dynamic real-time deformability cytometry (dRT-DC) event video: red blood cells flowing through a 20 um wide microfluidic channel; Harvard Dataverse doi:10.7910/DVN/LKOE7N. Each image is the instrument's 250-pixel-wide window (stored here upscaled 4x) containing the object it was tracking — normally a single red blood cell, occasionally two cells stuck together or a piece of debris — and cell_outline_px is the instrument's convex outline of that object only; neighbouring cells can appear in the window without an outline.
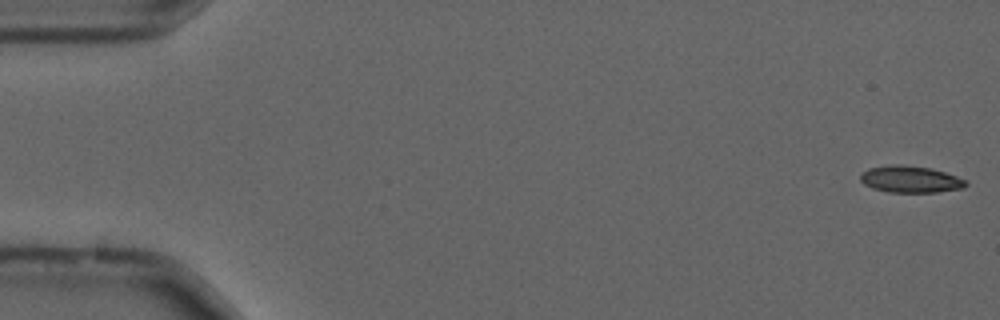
{"species": "common noctule bat (a hibernating species)", "species_latin": "Nyctalus noctula", "temperature_condition": "cold", "stored_images_in_passage": 55, "camera_frame_rate_fps": 3000, "um_per_image_px": 0.085, "animal": {"sex": "male", "forearm_length_mm": 52.5}, "frame": {"image": 1, "passage_image": 1, "time_ms": 0.0, "image_size_px": [1000, 320], "cell_outline_px": [[968, 184], [964, 188], [936, 192], [888, 192], [872, 188], [864, 184], [860, 180], [860, 172], [868, 168], [888, 164], [904, 164], [932, 168], [956, 176], [964, 180]], "centroid_in_image_um": [77.34, 15.22], "position_along_channel_um": 7.7, "area_um2": 16.65}}
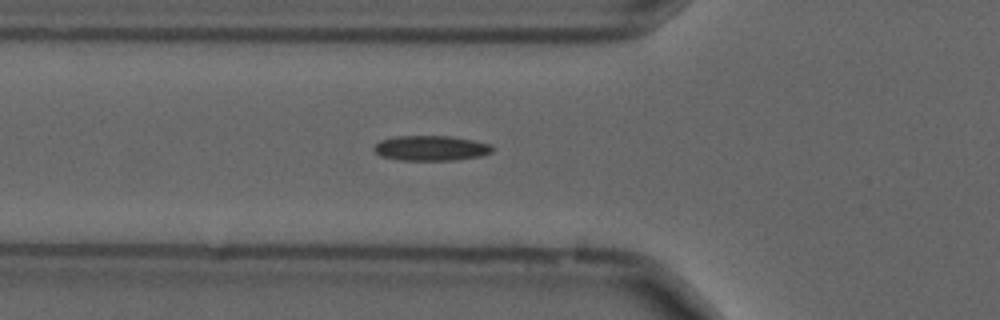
{"frame": {"image": 2, "passage_image": 19, "time_ms": 6.0, "image_size_px": [1000, 320], "cell_outline_px": [[496, 148], [492, 152], [480, 156], [452, 160], [400, 160], [380, 156], [372, 148], [380, 140], [392, 136], [452, 136], [492, 144]], "centroid_in_image_um": [36.64, 12.58], "position_along_channel_um": 89.2, "area_um2": 17.46}}
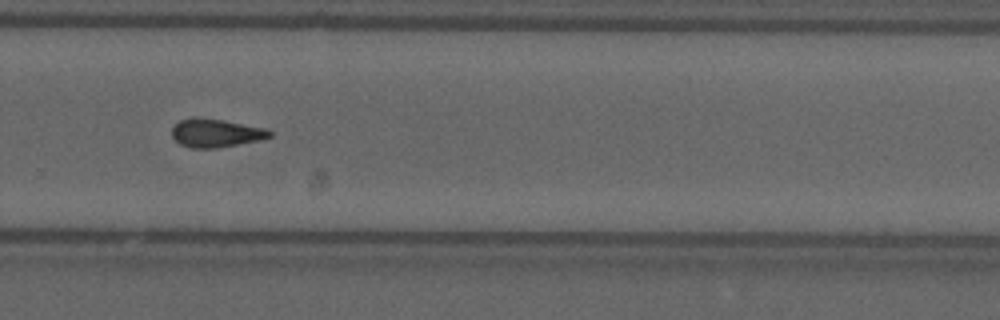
{"frame": {"image": 3, "passage_image": 37, "time_ms": 12.0, "image_size_px": [1000, 320], "cell_outline_px": [[272, 136], [260, 140], [216, 148], [192, 148], [180, 144], [172, 136], [172, 128], [180, 120], [192, 116], [200, 116], [224, 120], [268, 128], [272, 132]], "centroid_in_image_um": [18.35, 11.28], "position_along_channel_um": 311.4, "area_um2": 16.42}}